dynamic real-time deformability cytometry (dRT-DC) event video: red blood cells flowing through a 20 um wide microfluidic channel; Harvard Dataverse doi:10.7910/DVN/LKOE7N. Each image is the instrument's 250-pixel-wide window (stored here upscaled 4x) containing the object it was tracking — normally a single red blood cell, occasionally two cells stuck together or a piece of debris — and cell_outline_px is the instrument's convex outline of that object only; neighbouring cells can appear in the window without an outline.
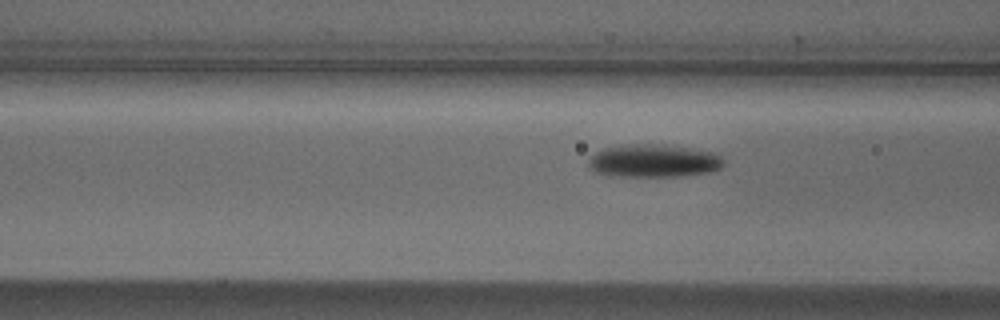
{"species": "Egyptian fruit bat (a non-hibernating species)", "species_latin": "Rousettus aegyptiacus", "temperature_condition": "cold", "stored_images_in_passage": 5, "camera_frame_rate_fps": 3000, "um_per_image_px": 0.085, "animal": {"sex": "male"}, "frame": {"image": 1, "passage_image": 3, "time_ms": 0.667, "image_size_px": [1000, 320], "cell_outline_px": [[724, 164], [720, 168], [708, 172], [676, 176], [608, 176], [596, 172], [588, 168], [588, 160], [596, 152], [604, 148], [632, 144], [664, 144], [720, 152], [724, 160]], "centroid_in_image_um": [55.59, 13.66], "position_along_channel_um": 111.0, "area_um2": 26.24}}